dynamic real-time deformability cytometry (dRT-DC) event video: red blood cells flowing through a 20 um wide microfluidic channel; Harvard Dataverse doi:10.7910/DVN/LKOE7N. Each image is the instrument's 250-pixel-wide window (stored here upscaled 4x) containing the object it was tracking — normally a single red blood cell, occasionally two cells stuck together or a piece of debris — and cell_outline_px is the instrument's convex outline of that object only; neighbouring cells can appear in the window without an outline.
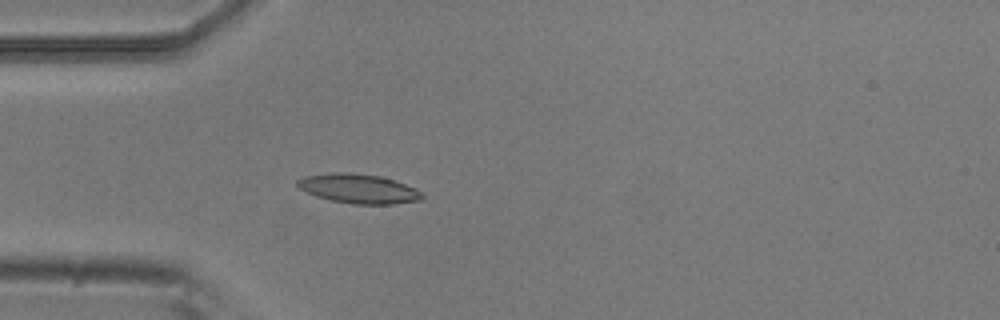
{"species": "common noctule bat (a hibernating species)", "species_latin": "Nyctalus noctula", "temperature_condition": "room temperature", "stored_images_in_passage": 4, "camera_frame_rate_fps": 3000, "um_per_image_px": 0.085, "animal": {"sex": "male", "body_mass_g": 20.5, "forearm_length_mm": 52.5}, "frame": {"image": 1, "passage_image": 4, "time_ms": 1.0, "image_size_px": [1000, 320], "cell_outline_px": [[424, 196], [420, 200], [392, 204], [352, 204], [332, 200], [316, 196], [300, 188], [296, 184], [296, 180], [304, 176], [328, 172], [348, 172], [380, 176], [404, 184], [420, 192]], "centroid_in_image_um": [30.42, 16.03], "position_along_channel_um": 54.6, "area_um2": 21.1}}